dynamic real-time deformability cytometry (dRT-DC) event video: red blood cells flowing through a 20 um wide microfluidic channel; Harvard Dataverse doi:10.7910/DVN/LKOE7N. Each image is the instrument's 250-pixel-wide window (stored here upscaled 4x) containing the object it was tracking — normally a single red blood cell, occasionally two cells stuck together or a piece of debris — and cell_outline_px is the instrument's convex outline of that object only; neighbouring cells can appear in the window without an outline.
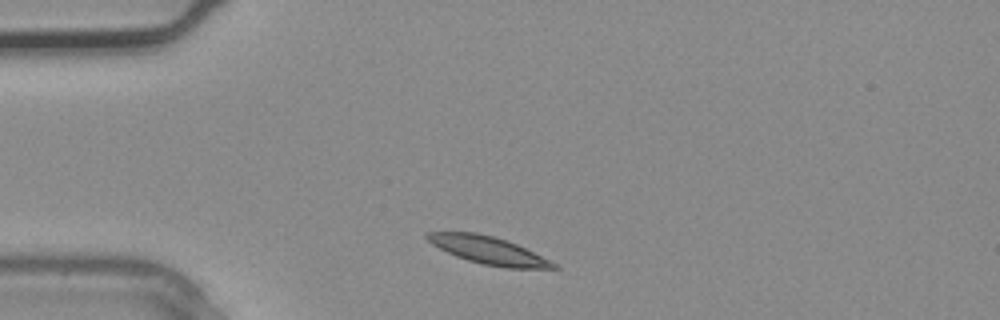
{"species": "common noctule bat (a hibernating species)", "species_latin": "Nyctalus noctula", "temperature_condition": "warm", "stored_images_in_passage": 1, "camera_frame_rate_fps": 3000, "um_per_image_px": 0.085, "animal": {"sex": "male", "body_mass_g": 20.4}, "frame": {"image": 1, "passage_image": 1, "time_ms": 0.0, "image_size_px": [1000, 320], "cell_outline_px": [[560, 268], [504, 268], [484, 264], [468, 260], [456, 256], [432, 244], [424, 236], [424, 232], [476, 232], [492, 236], [516, 244], [556, 264]], "centroid_in_image_um": [41.45, 21.27], "position_along_channel_um": 43.5, "area_um2": 19.83}}